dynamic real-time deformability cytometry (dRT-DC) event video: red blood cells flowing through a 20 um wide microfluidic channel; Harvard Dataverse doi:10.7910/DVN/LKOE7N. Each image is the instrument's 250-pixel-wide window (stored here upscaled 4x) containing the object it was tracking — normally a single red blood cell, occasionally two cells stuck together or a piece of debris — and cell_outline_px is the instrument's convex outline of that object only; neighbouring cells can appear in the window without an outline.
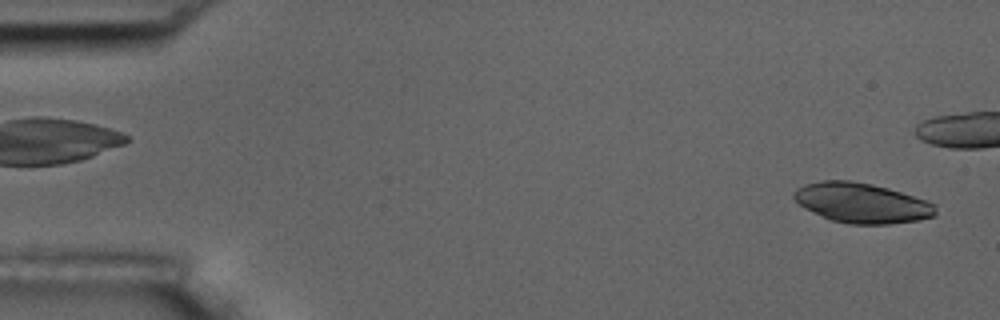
{"species": "common noctule bat (a hibernating species)", "species_latin": "Nyctalus noctula", "temperature_condition": "room temperature", "stored_images_in_passage": 5, "camera_frame_rate_fps": 3000, "um_per_image_px": 0.085, "animal": {"sex": "male", "body_mass_g": 17.5, "forearm_length_mm": 52.3}, "frame": {"image": 1, "passage_image": 5, "time_ms": 1.333, "image_size_px": [1000, 320], "cell_outline_px": [[936, 216], [920, 220], [888, 224], [848, 224], [832, 220], [804, 208], [792, 196], [792, 192], [796, 188], [804, 184], [820, 180], [852, 180], [872, 184], [888, 188], [936, 204]], "centroid_in_image_um": [73.24, 17.24], "position_along_channel_um": 11.8, "area_um2": 33.06}}